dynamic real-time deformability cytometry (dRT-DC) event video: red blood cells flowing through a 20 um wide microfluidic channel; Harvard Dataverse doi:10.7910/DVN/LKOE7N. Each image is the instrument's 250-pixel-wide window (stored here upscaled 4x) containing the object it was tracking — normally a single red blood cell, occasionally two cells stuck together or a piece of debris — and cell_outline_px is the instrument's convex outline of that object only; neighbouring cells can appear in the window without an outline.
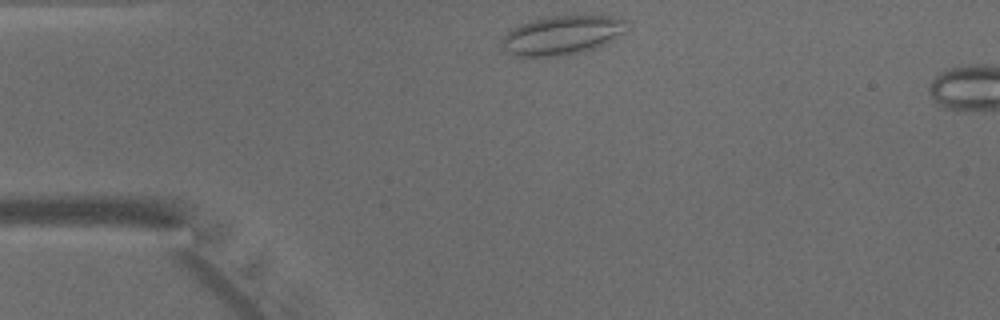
{"species": "common noctule bat (a hibernating species)", "species_latin": "Nyctalus noctula", "temperature_condition": "warm", "stored_images_in_passage": 4, "camera_frame_rate_fps": 3000, "um_per_image_px": 0.085, "animal": {"sex": "male", "body_mass_g": 15.6}, "frame": {"image": 1, "passage_image": 1, "time_ms": 0.0, "image_size_px": [1000, 320], "cell_outline_px": [[628, 32], [596, 48], [568, 56], [516, 56], [508, 52], [504, 48], [500, 40], [508, 32], [520, 24], [532, 20], [552, 16], [612, 16], [628, 20]], "centroid_in_image_um": [47.85, 3.0], "position_along_channel_um": 37.2, "area_um2": 28.61}}